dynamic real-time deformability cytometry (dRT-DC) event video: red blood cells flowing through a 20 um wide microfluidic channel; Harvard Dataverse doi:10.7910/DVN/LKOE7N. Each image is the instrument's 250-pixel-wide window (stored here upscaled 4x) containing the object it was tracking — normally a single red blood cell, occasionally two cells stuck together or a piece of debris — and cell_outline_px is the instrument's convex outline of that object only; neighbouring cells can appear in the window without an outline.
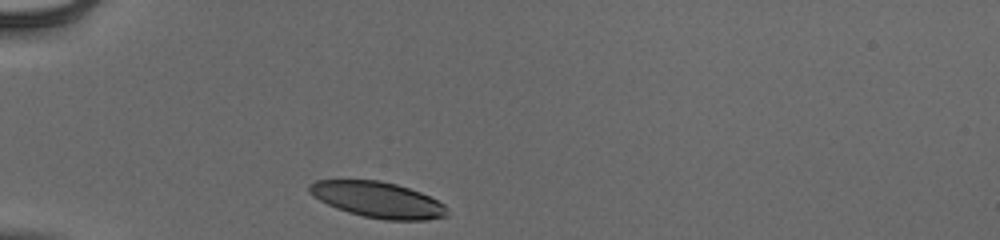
{"species": "human", "species_latin": "Homo sapiens", "temperature_condition": "cold", "stored_images_in_passage": 30, "camera_frame_rate_fps": 3000, "um_per_image_px": 0.085, "donor": {"sex": "male"}, "frame": {"image": 1, "passage_image": 1, "time_ms": 0.0, "image_size_px": [1000, 240], "cell_outline_px": [[448, 216], [424, 220], [384, 220], [364, 216], [348, 212], [336, 208], [312, 196], [308, 192], [308, 184], [316, 180], [380, 180], [396, 184], [420, 192], [444, 204], [448, 208]], "centroid_in_image_um": [32.1, 16.98], "position_along_channel_um": 52.9, "area_um2": 28.78}}
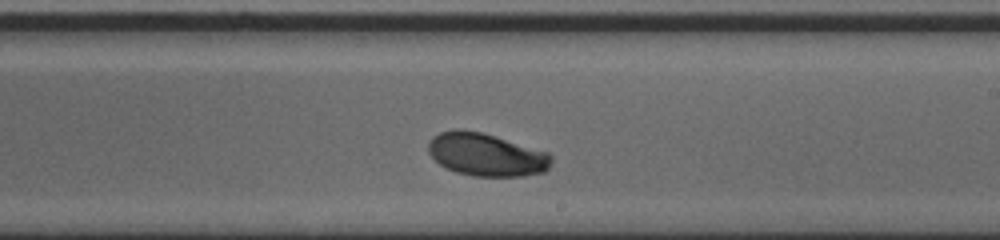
{"frame": {"image": 2, "passage_image": 18, "time_ms": 5.667, "image_size_px": [1000, 240], "cell_outline_px": [[552, 160], [548, 168], [544, 172], [524, 176], [472, 176], [456, 172], [440, 164], [428, 152], [428, 140], [432, 136], [440, 132], [452, 128], [460, 128], [480, 132], [548, 152], [552, 156]], "centroid_in_image_um": [41.3, 13.13], "position_along_channel_um": 247.7, "area_um2": 30.75}}
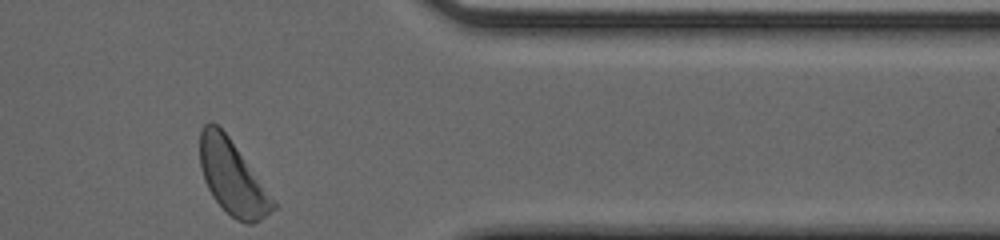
{"frame": {"image": 3, "passage_image": 30, "time_ms": 9.667, "image_size_px": [1000, 240], "cell_outline_px": [[276, 208], [260, 220], [252, 224], [244, 224], [236, 220], [212, 196], [204, 180], [200, 168], [200, 128], [204, 124], [216, 124], [228, 136], [276, 204]], "centroid_in_image_um": [19.72, 15.11], "position_along_channel_um": 391.7, "area_um2": 30.69}, "authors_computed_cell_mechanics": {"area_um2": 30.6918, "velocity_mm_per_s": 3.8716, "shape_relaxation_time_tau1_ms": 2.3453, "shape_relaxation_time_tau2_ms": null, "deformation_change_tau1": 0.1386, "deformation_change_tau2": null}}